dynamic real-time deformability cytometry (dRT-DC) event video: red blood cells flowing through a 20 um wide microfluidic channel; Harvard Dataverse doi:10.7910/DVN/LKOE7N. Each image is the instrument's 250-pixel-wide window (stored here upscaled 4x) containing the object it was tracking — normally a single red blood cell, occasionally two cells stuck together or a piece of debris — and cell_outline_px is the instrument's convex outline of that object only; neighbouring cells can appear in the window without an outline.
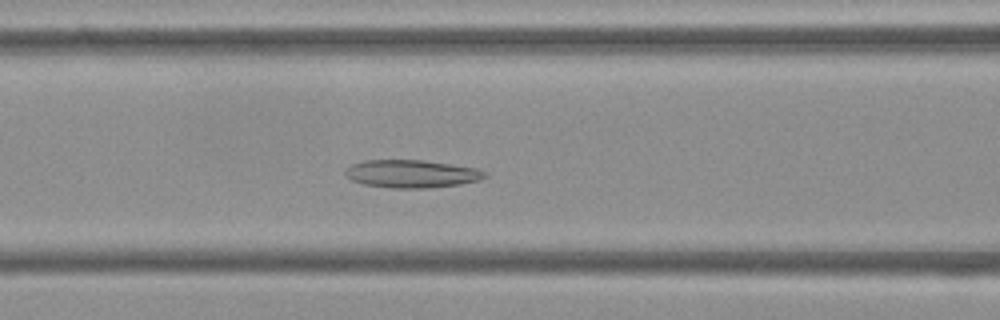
{"species": "Egyptian fruit bat (a non-hibernating species)", "species_latin": "Rousettus aegyptiacus", "temperature_condition": "cold", "stored_images_in_passage": 54, "camera_frame_rate_fps": 3000, "um_per_image_px": 0.085, "frame": {"image": 1, "passage_image": 22, "time_ms": 7.0, "image_size_px": [1000, 320], "cell_outline_px": [[488, 176], [480, 180], [460, 184], [428, 188], [392, 188], [364, 184], [352, 180], [344, 172], [344, 168], [352, 164], [364, 160], [424, 160], [476, 168], [488, 172]], "centroid_in_image_um": [35.0, 14.77], "position_along_channel_um": 131.6, "area_um2": 22.72}}
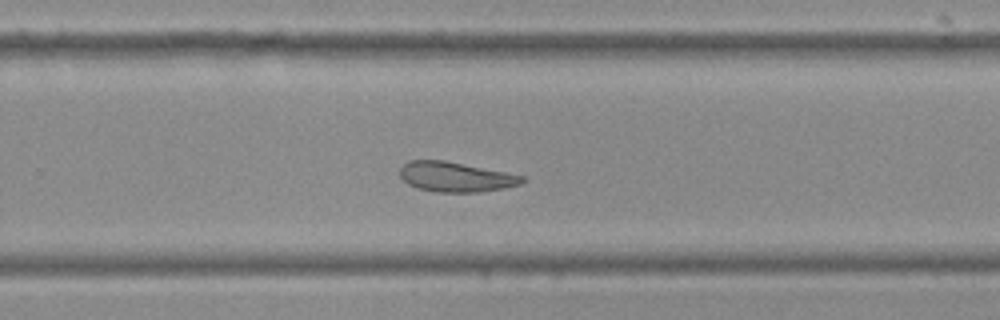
{"frame": {"image": 2, "passage_image": 35, "time_ms": 11.333, "image_size_px": [1000, 320], "cell_outline_px": [[524, 180], [520, 184], [504, 188], [476, 192], [436, 192], [416, 188], [408, 184], [400, 176], [400, 168], [408, 160], [444, 160], [524, 176]], "centroid_in_image_um": [38.68, 15.04], "position_along_channel_um": 291.1, "area_um2": 21.1}}
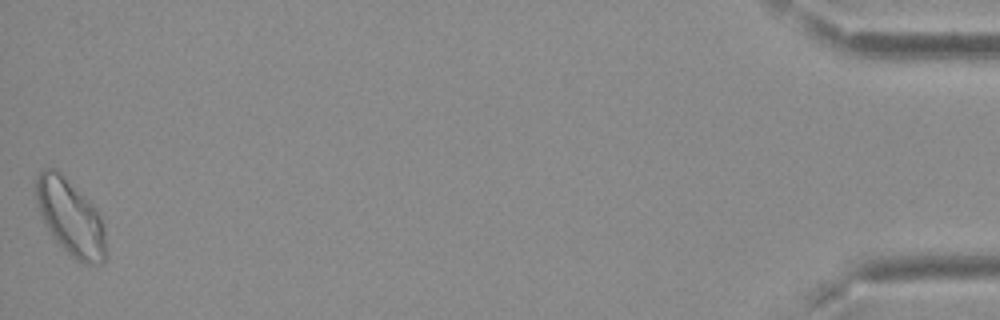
{"frame": {"image": 3, "passage_image": 54, "time_ms": 17.667, "image_size_px": [1000, 320], "cell_outline_px": [[104, 264], [88, 264], [76, 260], [52, 236], [40, 216], [36, 204], [36, 176], [44, 168], [56, 168], [88, 200], [100, 216], [104, 224]], "centroid_in_image_um": [5.95, 18.46], "position_along_channel_um": 429.2, "area_um2": 30.46}, "authors_computed_cell_mechanics": {"area_um2": 24.1026, "velocity_mm_per_s": 3.687, "shape_relaxation_time_tau1_ms": null, "shape_relaxation_time_tau2_ms": 2.7129, "deformation_change_tau1": null, "deformation_change_tau2": 0.0773}}